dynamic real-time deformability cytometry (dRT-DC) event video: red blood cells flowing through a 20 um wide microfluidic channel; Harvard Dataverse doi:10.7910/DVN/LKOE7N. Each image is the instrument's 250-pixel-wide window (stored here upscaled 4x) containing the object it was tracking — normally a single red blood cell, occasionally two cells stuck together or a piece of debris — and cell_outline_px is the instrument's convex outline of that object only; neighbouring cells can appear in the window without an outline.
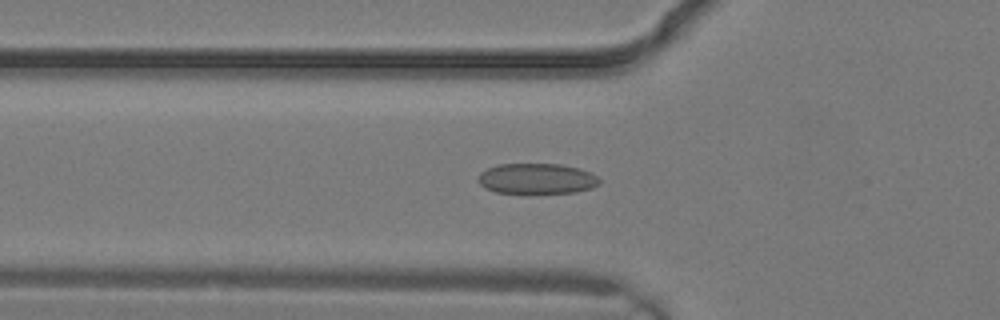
{"species": "common noctule bat (a hibernating species)", "species_latin": "Nyctalus noctula", "temperature_condition": "warm", "stored_images_in_passage": 3, "camera_frame_rate_fps": 3000, "um_per_image_px": 0.085, "animal": {"sex": "male", "body_mass_g": 19.2, "forearm_length_mm": 51.8}, "frame": {"image": 1, "passage_image": 3, "time_ms": 0.667, "image_size_px": [1000, 320], "cell_outline_px": [[600, 184], [592, 188], [576, 192], [536, 196], [528, 196], [496, 192], [484, 188], [476, 180], [480, 172], [496, 164], [560, 164], [580, 168], [596, 176], [600, 180]], "centroid_in_image_um": [45.59, 15.24], "position_along_channel_um": 80.2, "area_um2": 22.72}}